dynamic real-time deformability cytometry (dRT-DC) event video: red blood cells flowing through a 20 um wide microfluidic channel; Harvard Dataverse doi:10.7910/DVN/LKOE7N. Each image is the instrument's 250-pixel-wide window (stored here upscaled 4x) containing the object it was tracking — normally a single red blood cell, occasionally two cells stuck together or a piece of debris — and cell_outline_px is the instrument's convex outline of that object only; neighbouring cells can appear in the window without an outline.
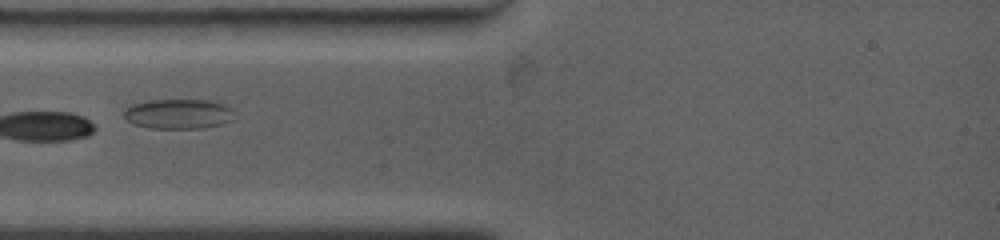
{"species": "common noctule bat (a hibernating species)", "species_latin": "Nyctalus noctula", "temperature_condition": "warm", "stored_images_in_passage": 15, "camera_frame_rate_fps": 4500, "um_per_image_px": 0.085, "animal": {"sex": "female", "body_mass_g": 19.0, "forearm_length_mm": 53.3}, "frame": {"image": 1, "passage_image": 1, "time_ms": 0.0, "image_size_px": [1000, 240], "cell_outline_px": [[232, 120], [224, 124], [200, 128], [152, 128], [132, 124], [124, 116], [124, 108], [132, 104], [148, 100], [208, 100], [224, 104], [232, 108]], "centroid_in_image_um": [15.15, 9.68], "position_along_channel_um": 69.9, "area_um2": 19.25}}